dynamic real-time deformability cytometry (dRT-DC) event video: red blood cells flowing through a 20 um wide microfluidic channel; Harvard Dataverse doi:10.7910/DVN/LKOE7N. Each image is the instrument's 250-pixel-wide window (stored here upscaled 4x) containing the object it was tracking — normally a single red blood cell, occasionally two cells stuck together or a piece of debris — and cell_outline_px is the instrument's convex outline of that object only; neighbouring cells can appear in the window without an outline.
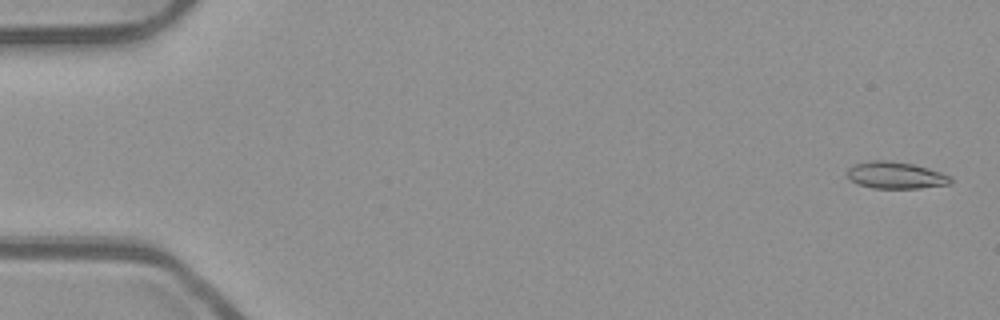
{"species": "common noctule bat (a hibernating species)", "species_latin": "Nyctalus noctula", "temperature_condition": "room temperature", "stored_images_in_passage": 54, "camera_frame_rate_fps": 3000, "um_per_image_px": 0.085, "animal": {"sex": "male", "body_mass_g": 23.1, "forearm_length_mm": 52.7}, "frame": {"image": 1, "passage_image": 2, "time_ms": 0.333, "image_size_px": [1000, 320], "cell_outline_px": [[952, 184], [920, 188], [872, 188], [856, 184], [848, 176], [848, 168], [852, 164], [868, 160], [892, 160], [912, 164], [928, 168], [952, 176]], "centroid_in_image_um": [76.13, 14.89], "position_along_channel_um": 8.9, "area_um2": 16.42}}
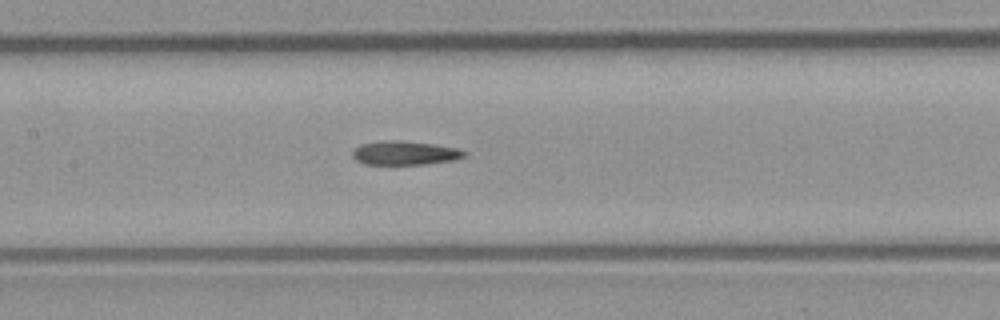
{"frame": {"image": 2, "passage_image": 26, "time_ms": 8.333, "image_size_px": [1000, 320], "cell_outline_px": [[468, 152], [464, 156], [456, 160], [424, 164], [364, 164], [356, 160], [352, 156], [352, 152], [360, 144], [396, 140], [400, 140], [432, 144], [456, 148]], "centroid_in_image_um": [34.43, 13.01], "position_along_channel_um": 173.0, "area_um2": 15.37}}
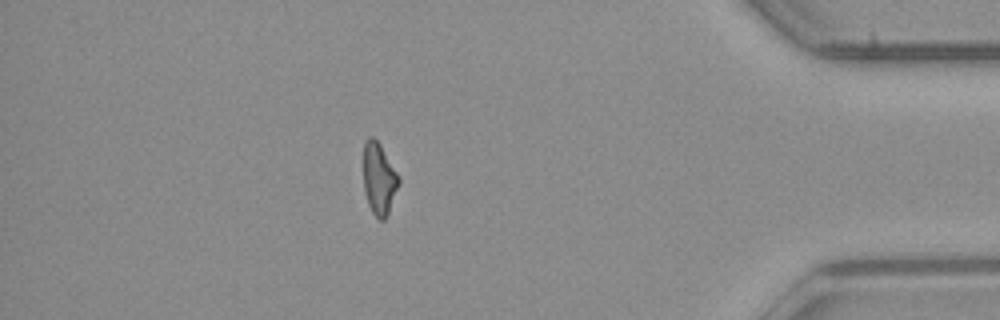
{"frame": {"image": 3, "passage_image": 47, "time_ms": 15.333, "image_size_px": [1000, 320], "cell_outline_px": [[400, 184], [388, 216], [384, 220], [380, 220], [372, 212], [368, 204], [364, 192], [364, 144], [368, 136], [372, 136], [380, 144], [400, 176]], "centroid_in_image_um": [32.24, 15.22], "position_along_channel_um": 403.0, "area_um2": 15.03}, "authors_computed_cell_mechanics": {"area_um2": 15.6638, "velocity_mm_per_s": 3.9162, "shape_relaxation_time_tau1_ms": null, "shape_relaxation_time_tau2_ms": 4.6328, "deformation_change_tau1": null, "deformation_change_tau2": 0.1314}}